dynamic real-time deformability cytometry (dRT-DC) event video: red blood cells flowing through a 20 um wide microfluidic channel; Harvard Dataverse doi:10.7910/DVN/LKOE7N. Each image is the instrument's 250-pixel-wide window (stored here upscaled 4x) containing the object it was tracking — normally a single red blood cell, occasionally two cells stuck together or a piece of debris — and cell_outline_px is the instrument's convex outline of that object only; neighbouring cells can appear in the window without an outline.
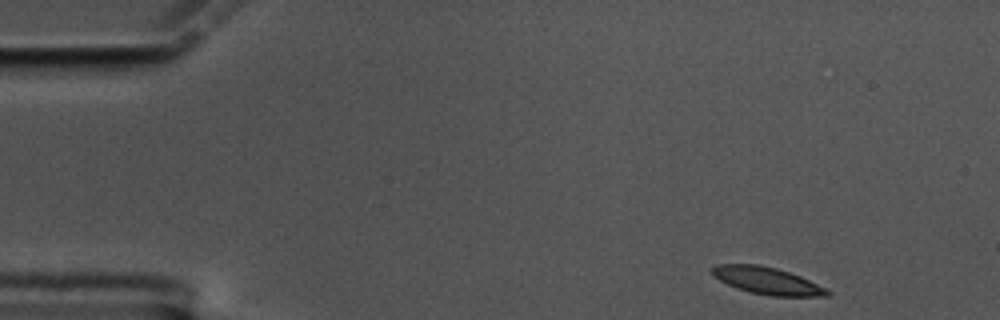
{"species": "common noctule bat (a hibernating species)", "species_latin": "Nyctalus noctula", "temperature_condition": "cold", "stored_images_in_passage": 53, "camera_frame_rate_fps": 3000, "um_per_image_px": 0.085, "animal": {"sex": "male", "body_mass_g": 17.5, "forearm_length_mm": 52.3}, "frame": {"image": 1, "passage_image": 1, "time_ms": 0.0, "image_size_px": [1000, 320], "cell_outline_px": [[832, 292], [828, 296], [768, 296], [748, 292], [736, 288], [712, 276], [712, 268], [716, 264], [756, 264], [776, 268], [800, 276]], "centroid_in_image_um": [65.17, 23.87], "position_along_channel_um": 19.8, "area_um2": 18.09}}
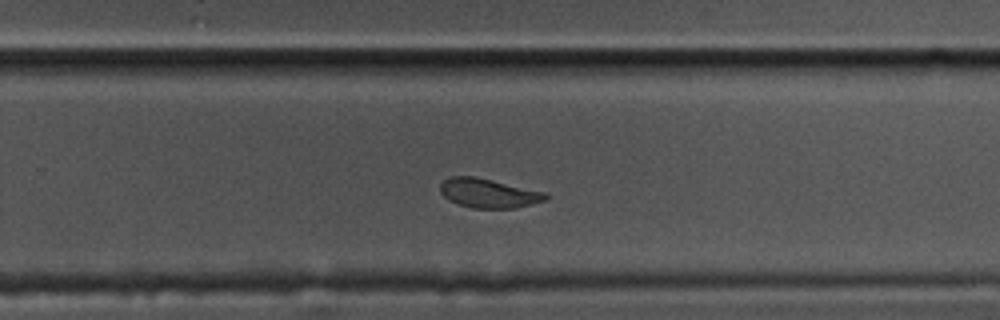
{"frame": {"image": 2, "passage_image": 32, "time_ms": 10.333, "image_size_px": [1000, 320], "cell_outline_px": [[548, 196], [544, 200], [516, 208], [472, 208], [448, 200], [440, 192], [440, 184], [448, 176], [476, 176], [548, 192]], "centroid_in_image_um": [41.52, 16.4], "position_along_channel_um": 288.3, "area_um2": 18.09}}
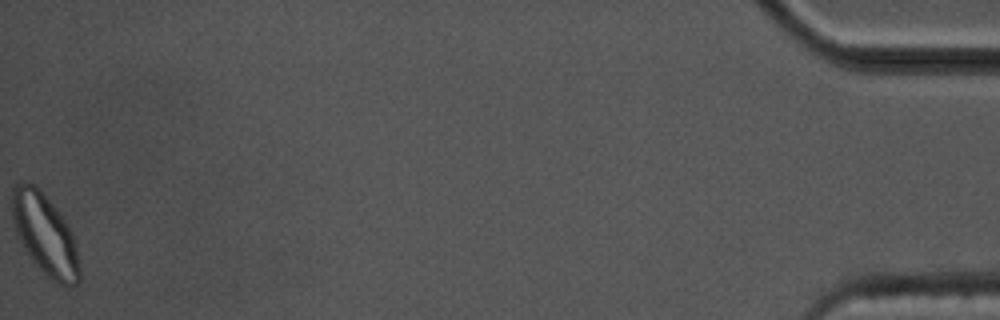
{"frame": {"image": 3, "passage_image": 53, "time_ms": 17.333, "image_size_px": [1000, 320], "cell_outline_px": [[80, 280], [76, 284], [60, 284], [52, 280], [32, 260], [24, 248], [16, 232], [12, 220], [12, 188], [16, 184], [24, 180], [28, 180], [64, 216], [72, 232], [76, 248], [80, 272]], "centroid_in_image_um": [3.81, 19.9], "position_along_channel_um": 431.4, "area_um2": 31.39}, "authors_computed_cell_mechanics": {"area_um2": 18.7272, "velocity_mm_per_s": 3.456, "shape_relaxation_time_tau1_ms": 3.1087, "shape_relaxation_time_tau2_ms": 2.4231, "deformation_change_tau1": 0.1178, "deformation_change_tau2": 0.0675}}